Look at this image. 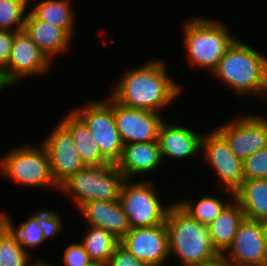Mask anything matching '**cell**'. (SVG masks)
Listing matches in <instances>:
<instances>
[{
  "label": "cell",
  "instance_id": "6da1fadb",
  "mask_svg": "<svg viewBox=\"0 0 267 266\" xmlns=\"http://www.w3.org/2000/svg\"><path fill=\"white\" fill-rule=\"evenodd\" d=\"M166 62L151 59L128 68L109 95L124 106L160 113L178 99L184 89L181 83L171 78Z\"/></svg>",
  "mask_w": 267,
  "mask_h": 266
},
{
  "label": "cell",
  "instance_id": "7a4b0ae2",
  "mask_svg": "<svg viewBox=\"0 0 267 266\" xmlns=\"http://www.w3.org/2000/svg\"><path fill=\"white\" fill-rule=\"evenodd\" d=\"M237 38L220 59L212 77L237 97H267V55Z\"/></svg>",
  "mask_w": 267,
  "mask_h": 266
},
{
  "label": "cell",
  "instance_id": "3957f363",
  "mask_svg": "<svg viewBox=\"0 0 267 266\" xmlns=\"http://www.w3.org/2000/svg\"><path fill=\"white\" fill-rule=\"evenodd\" d=\"M183 25L182 40L189 64L212 74L238 37L229 32L228 24L205 16H190Z\"/></svg>",
  "mask_w": 267,
  "mask_h": 266
},
{
  "label": "cell",
  "instance_id": "277c9868",
  "mask_svg": "<svg viewBox=\"0 0 267 266\" xmlns=\"http://www.w3.org/2000/svg\"><path fill=\"white\" fill-rule=\"evenodd\" d=\"M165 225L170 257L173 254L180 262L174 266L205 263L220 255L212 245L208 226L190 217L175 202L167 211Z\"/></svg>",
  "mask_w": 267,
  "mask_h": 266
},
{
  "label": "cell",
  "instance_id": "5b68a950",
  "mask_svg": "<svg viewBox=\"0 0 267 266\" xmlns=\"http://www.w3.org/2000/svg\"><path fill=\"white\" fill-rule=\"evenodd\" d=\"M125 181L116 164L86 166L64 180L58 191L69 197L78 210L87 202L119 201Z\"/></svg>",
  "mask_w": 267,
  "mask_h": 266
},
{
  "label": "cell",
  "instance_id": "8992f818",
  "mask_svg": "<svg viewBox=\"0 0 267 266\" xmlns=\"http://www.w3.org/2000/svg\"><path fill=\"white\" fill-rule=\"evenodd\" d=\"M19 145H15L0 157V175L26 189L49 187L59 190L51 174L45 147L41 143L37 146L32 143Z\"/></svg>",
  "mask_w": 267,
  "mask_h": 266
},
{
  "label": "cell",
  "instance_id": "52a82bcc",
  "mask_svg": "<svg viewBox=\"0 0 267 266\" xmlns=\"http://www.w3.org/2000/svg\"><path fill=\"white\" fill-rule=\"evenodd\" d=\"M150 181L126 180L123 184L120 204L128 218L130 228L151 227L165 223V218L169 207L161 201L156 186Z\"/></svg>",
  "mask_w": 267,
  "mask_h": 266
},
{
  "label": "cell",
  "instance_id": "ba28073f",
  "mask_svg": "<svg viewBox=\"0 0 267 266\" xmlns=\"http://www.w3.org/2000/svg\"><path fill=\"white\" fill-rule=\"evenodd\" d=\"M72 110L84 121L95 138L102 156L111 164H116L122 155L124 143L116 128L114 119V99H88L87 103Z\"/></svg>",
  "mask_w": 267,
  "mask_h": 266
},
{
  "label": "cell",
  "instance_id": "9c48e42d",
  "mask_svg": "<svg viewBox=\"0 0 267 266\" xmlns=\"http://www.w3.org/2000/svg\"><path fill=\"white\" fill-rule=\"evenodd\" d=\"M215 128L203 134L201 153L207 166L218 177L219 190L222 189L221 192L225 191L230 198H234V192L244 181L243 161L234 155L226 139Z\"/></svg>",
  "mask_w": 267,
  "mask_h": 266
},
{
  "label": "cell",
  "instance_id": "30bf717a",
  "mask_svg": "<svg viewBox=\"0 0 267 266\" xmlns=\"http://www.w3.org/2000/svg\"><path fill=\"white\" fill-rule=\"evenodd\" d=\"M52 63L23 30L15 33L9 61L0 73L4 83L12 87L23 78L48 74Z\"/></svg>",
  "mask_w": 267,
  "mask_h": 266
},
{
  "label": "cell",
  "instance_id": "8fae6325",
  "mask_svg": "<svg viewBox=\"0 0 267 266\" xmlns=\"http://www.w3.org/2000/svg\"><path fill=\"white\" fill-rule=\"evenodd\" d=\"M219 125L216 130L226 139L234 155L244 161L253 153L267 147V117L240 114Z\"/></svg>",
  "mask_w": 267,
  "mask_h": 266
},
{
  "label": "cell",
  "instance_id": "7c38bea8",
  "mask_svg": "<svg viewBox=\"0 0 267 266\" xmlns=\"http://www.w3.org/2000/svg\"><path fill=\"white\" fill-rule=\"evenodd\" d=\"M120 244L147 266H164L170 260L168 231L165 223L131 228ZM165 265V266H166Z\"/></svg>",
  "mask_w": 267,
  "mask_h": 266
},
{
  "label": "cell",
  "instance_id": "4fadbf2b",
  "mask_svg": "<svg viewBox=\"0 0 267 266\" xmlns=\"http://www.w3.org/2000/svg\"><path fill=\"white\" fill-rule=\"evenodd\" d=\"M47 135L41 144L47 151L52 177L59 186L70 175L76 174L86 165L70 133L59 122Z\"/></svg>",
  "mask_w": 267,
  "mask_h": 266
},
{
  "label": "cell",
  "instance_id": "5bb4252c",
  "mask_svg": "<svg viewBox=\"0 0 267 266\" xmlns=\"http://www.w3.org/2000/svg\"><path fill=\"white\" fill-rule=\"evenodd\" d=\"M114 119L124 144L157 141L165 120L160 113L127 107L115 100Z\"/></svg>",
  "mask_w": 267,
  "mask_h": 266
},
{
  "label": "cell",
  "instance_id": "9a60e30c",
  "mask_svg": "<svg viewBox=\"0 0 267 266\" xmlns=\"http://www.w3.org/2000/svg\"><path fill=\"white\" fill-rule=\"evenodd\" d=\"M223 256L232 265L267 266L261 222L244 218L237 228L233 243Z\"/></svg>",
  "mask_w": 267,
  "mask_h": 266
},
{
  "label": "cell",
  "instance_id": "2e32d148",
  "mask_svg": "<svg viewBox=\"0 0 267 266\" xmlns=\"http://www.w3.org/2000/svg\"><path fill=\"white\" fill-rule=\"evenodd\" d=\"M181 124L164 120L160 126L157 141L163 162L166 158L186 161L200 155L203 134Z\"/></svg>",
  "mask_w": 267,
  "mask_h": 266
},
{
  "label": "cell",
  "instance_id": "e0dca14e",
  "mask_svg": "<svg viewBox=\"0 0 267 266\" xmlns=\"http://www.w3.org/2000/svg\"><path fill=\"white\" fill-rule=\"evenodd\" d=\"M163 164L158 141L124 144L120 160L116 163L126 180L158 171Z\"/></svg>",
  "mask_w": 267,
  "mask_h": 266
},
{
  "label": "cell",
  "instance_id": "ac0fdd59",
  "mask_svg": "<svg viewBox=\"0 0 267 266\" xmlns=\"http://www.w3.org/2000/svg\"><path fill=\"white\" fill-rule=\"evenodd\" d=\"M78 211L85 225L103 228L118 240H121L131 229L120 201L87 202Z\"/></svg>",
  "mask_w": 267,
  "mask_h": 266
},
{
  "label": "cell",
  "instance_id": "d6986e66",
  "mask_svg": "<svg viewBox=\"0 0 267 266\" xmlns=\"http://www.w3.org/2000/svg\"><path fill=\"white\" fill-rule=\"evenodd\" d=\"M24 31L54 64V59L68 53L73 43V38L64 29L37 19L30 11L26 16Z\"/></svg>",
  "mask_w": 267,
  "mask_h": 266
},
{
  "label": "cell",
  "instance_id": "ffe728a7",
  "mask_svg": "<svg viewBox=\"0 0 267 266\" xmlns=\"http://www.w3.org/2000/svg\"><path fill=\"white\" fill-rule=\"evenodd\" d=\"M59 123L70 133L78 153L86 166L110 164L101 154L95 138L84 121L73 111L67 112Z\"/></svg>",
  "mask_w": 267,
  "mask_h": 266
},
{
  "label": "cell",
  "instance_id": "44dd1931",
  "mask_svg": "<svg viewBox=\"0 0 267 266\" xmlns=\"http://www.w3.org/2000/svg\"><path fill=\"white\" fill-rule=\"evenodd\" d=\"M244 218L241 206L231 198L220 215L208 225L212 245L220 255H223L233 243L237 228Z\"/></svg>",
  "mask_w": 267,
  "mask_h": 266
},
{
  "label": "cell",
  "instance_id": "7402d4cb",
  "mask_svg": "<svg viewBox=\"0 0 267 266\" xmlns=\"http://www.w3.org/2000/svg\"><path fill=\"white\" fill-rule=\"evenodd\" d=\"M234 199L249 220H267V178L244 180L234 192Z\"/></svg>",
  "mask_w": 267,
  "mask_h": 266
},
{
  "label": "cell",
  "instance_id": "603a6c76",
  "mask_svg": "<svg viewBox=\"0 0 267 266\" xmlns=\"http://www.w3.org/2000/svg\"><path fill=\"white\" fill-rule=\"evenodd\" d=\"M72 0H41L33 5L29 11L39 20L55 27L64 29L72 38L75 35L76 17ZM31 6H33L31 8Z\"/></svg>",
  "mask_w": 267,
  "mask_h": 266
},
{
  "label": "cell",
  "instance_id": "cb8c5ba5",
  "mask_svg": "<svg viewBox=\"0 0 267 266\" xmlns=\"http://www.w3.org/2000/svg\"><path fill=\"white\" fill-rule=\"evenodd\" d=\"M80 243L88 253L90 260L107 264L111 255L120 244L114 235L103 228L87 225Z\"/></svg>",
  "mask_w": 267,
  "mask_h": 266
},
{
  "label": "cell",
  "instance_id": "d4e9b609",
  "mask_svg": "<svg viewBox=\"0 0 267 266\" xmlns=\"http://www.w3.org/2000/svg\"><path fill=\"white\" fill-rule=\"evenodd\" d=\"M230 198L221 201V198L211 195H204L194 202L191 199L175 200L174 202L185 211L190 217L197 220L204 226L210 225L230 202Z\"/></svg>",
  "mask_w": 267,
  "mask_h": 266
},
{
  "label": "cell",
  "instance_id": "484cf974",
  "mask_svg": "<svg viewBox=\"0 0 267 266\" xmlns=\"http://www.w3.org/2000/svg\"><path fill=\"white\" fill-rule=\"evenodd\" d=\"M0 215L7 222L10 232L16 237L24 250L30 253L29 248H34L44 243L43 229L38 225V211L17 227L9 213L3 210ZM16 226V227H15Z\"/></svg>",
  "mask_w": 267,
  "mask_h": 266
},
{
  "label": "cell",
  "instance_id": "4316f807",
  "mask_svg": "<svg viewBox=\"0 0 267 266\" xmlns=\"http://www.w3.org/2000/svg\"><path fill=\"white\" fill-rule=\"evenodd\" d=\"M31 255L22 248L10 230L0 238V266H36L39 262H47L41 258L32 262Z\"/></svg>",
  "mask_w": 267,
  "mask_h": 266
},
{
  "label": "cell",
  "instance_id": "83f0119b",
  "mask_svg": "<svg viewBox=\"0 0 267 266\" xmlns=\"http://www.w3.org/2000/svg\"><path fill=\"white\" fill-rule=\"evenodd\" d=\"M29 3V0H0V30L23 31Z\"/></svg>",
  "mask_w": 267,
  "mask_h": 266
},
{
  "label": "cell",
  "instance_id": "f1b7e54d",
  "mask_svg": "<svg viewBox=\"0 0 267 266\" xmlns=\"http://www.w3.org/2000/svg\"><path fill=\"white\" fill-rule=\"evenodd\" d=\"M244 180L267 178V147L243 161Z\"/></svg>",
  "mask_w": 267,
  "mask_h": 266
},
{
  "label": "cell",
  "instance_id": "f546056e",
  "mask_svg": "<svg viewBox=\"0 0 267 266\" xmlns=\"http://www.w3.org/2000/svg\"><path fill=\"white\" fill-rule=\"evenodd\" d=\"M60 214L54 210H41L38 211V225L43 229L44 240L47 241L53 236L61 234L64 222Z\"/></svg>",
  "mask_w": 267,
  "mask_h": 266
},
{
  "label": "cell",
  "instance_id": "4dcf8cb0",
  "mask_svg": "<svg viewBox=\"0 0 267 266\" xmlns=\"http://www.w3.org/2000/svg\"><path fill=\"white\" fill-rule=\"evenodd\" d=\"M65 250L63 252V262L66 266H87L90 262V257L83 245L80 242H72L68 246L64 247ZM47 262L51 265L52 262Z\"/></svg>",
  "mask_w": 267,
  "mask_h": 266
},
{
  "label": "cell",
  "instance_id": "1f68e13d",
  "mask_svg": "<svg viewBox=\"0 0 267 266\" xmlns=\"http://www.w3.org/2000/svg\"><path fill=\"white\" fill-rule=\"evenodd\" d=\"M107 266H147L143 261L137 259L121 244L117 246L110 259L107 262Z\"/></svg>",
  "mask_w": 267,
  "mask_h": 266
},
{
  "label": "cell",
  "instance_id": "d6a6232c",
  "mask_svg": "<svg viewBox=\"0 0 267 266\" xmlns=\"http://www.w3.org/2000/svg\"><path fill=\"white\" fill-rule=\"evenodd\" d=\"M16 32L0 30V71L7 65Z\"/></svg>",
  "mask_w": 267,
  "mask_h": 266
},
{
  "label": "cell",
  "instance_id": "836d02e7",
  "mask_svg": "<svg viewBox=\"0 0 267 266\" xmlns=\"http://www.w3.org/2000/svg\"><path fill=\"white\" fill-rule=\"evenodd\" d=\"M192 266H228L227 261L224 259L223 255H219L211 261L205 263H199Z\"/></svg>",
  "mask_w": 267,
  "mask_h": 266
},
{
  "label": "cell",
  "instance_id": "e575fe53",
  "mask_svg": "<svg viewBox=\"0 0 267 266\" xmlns=\"http://www.w3.org/2000/svg\"><path fill=\"white\" fill-rule=\"evenodd\" d=\"M9 230L7 222L0 215V238Z\"/></svg>",
  "mask_w": 267,
  "mask_h": 266
},
{
  "label": "cell",
  "instance_id": "d590c367",
  "mask_svg": "<svg viewBox=\"0 0 267 266\" xmlns=\"http://www.w3.org/2000/svg\"><path fill=\"white\" fill-rule=\"evenodd\" d=\"M260 222H261V230H262L263 239L265 242V247L267 250V220H262Z\"/></svg>",
  "mask_w": 267,
  "mask_h": 266
},
{
  "label": "cell",
  "instance_id": "8d00e7d4",
  "mask_svg": "<svg viewBox=\"0 0 267 266\" xmlns=\"http://www.w3.org/2000/svg\"><path fill=\"white\" fill-rule=\"evenodd\" d=\"M6 88H8L9 89V87L4 83V81H3V78H2V75H1V73H0V91H2V89L3 90H5Z\"/></svg>",
  "mask_w": 267,
  "mask_h": 266
},
{
  "label": "cell",
  "instance_id": "74e56055",
  "mask_svg": "<svg viewBox=\"0 0 267 266\" xmlns=\"http://www.w3.org/2000/svg\"><path fill=\"white\" fill-rule=\"evenodd\" d=\"M87 266H107V264L101 262H90Z\"/></svg>",
  "mask_w": 267,
  "mask_h": 266
},
{
  "label": "cell",
  "instance_id": "f35d334b",
  "mask_svg": "<svg viewBox=\"0 0 267 266\" xmlns=\"http://www.w3.org/2000/svg\"><path fill=\"white\" fill-rule=\"evenodd\" d=\"M36 266H51L48 262H39Z\"/></svg>",
  "mask_w": 267,
  "mask_h": 266
}]
</instances>
